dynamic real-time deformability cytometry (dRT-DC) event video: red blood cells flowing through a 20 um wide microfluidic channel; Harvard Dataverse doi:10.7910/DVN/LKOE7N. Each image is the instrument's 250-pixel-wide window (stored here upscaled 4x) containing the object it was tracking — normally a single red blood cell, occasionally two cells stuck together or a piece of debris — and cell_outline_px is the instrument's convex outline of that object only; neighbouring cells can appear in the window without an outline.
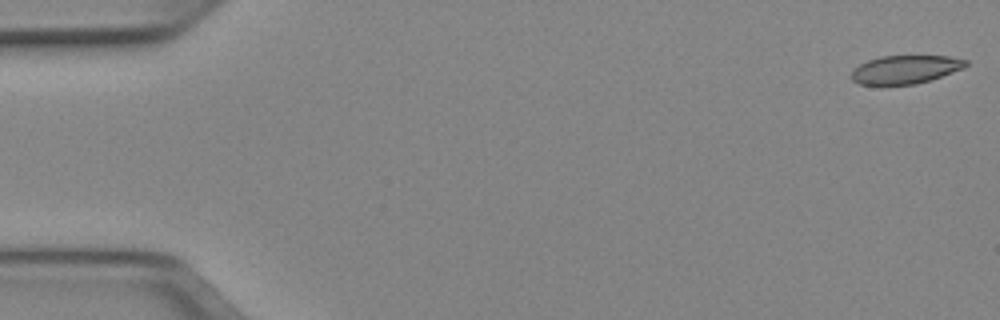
{"species": "Egyptian fruit bat (a non-hibernating species)", "species_latin": "Rousettus aegyptiacus", "temperature_condition": "cold", "stored_images_in_passage": 51, "camera_frame_rate_fps": 3000, "um_per_image_px": 0.085, "animal": {"sex": "female"}, "frame": {"image": 1, "passage_image": 1, "time_ms": 0.0, "image_size_px": [1000, 320], "cell_outline_px": [[968, 64], [964, 68], [916, 84], [880, 88], [860, 84], [852, 80], [852, 68], [868, 60], [880, 56], [948, 56], [968, 60]], "centroid_in_image_um": [76.87, 5.95], "position_along_channel_um": 8.1, "area_um2": 19.48}}
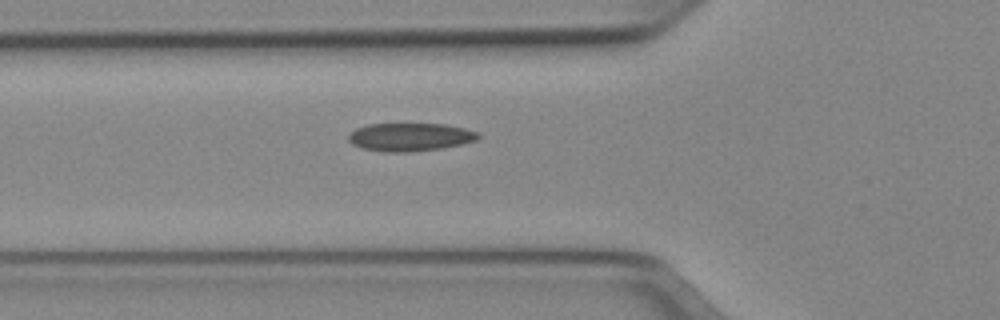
{"frame": {"image": 2, "passage_image": 18, "time_ms": 5.667, "image_size_px": [1000, 320], "cell_outline_px": [[480, 136], [476, 140], [460, 144], [440, 148], [408, 152], [384, 152], [364, 148], [352, 144], [348, 140], [348, 136], [356, 128], [368, 124], [444, 124], [464, 128], [480, 132]], "centroid_in_image_um": [34.86, 11.64], "position_along_channel_um": 90.9, "area_um2": 21.1}}
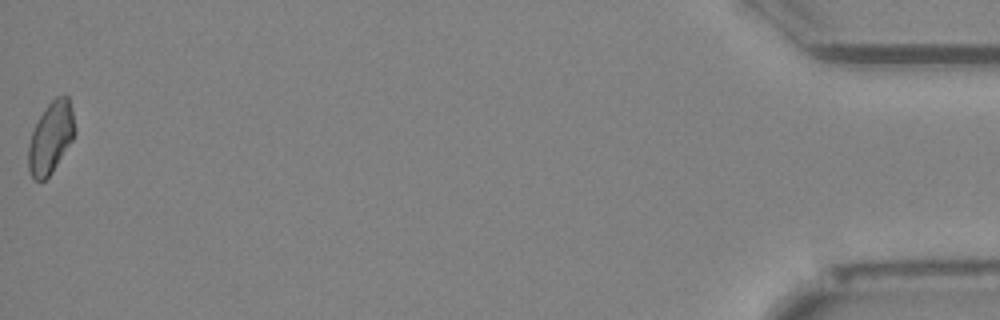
{"frame": {"image": 3, "passage_image": 51, "time_ms": 16.667, "image_size_px": [1000, 320], "cell_outline_px": [[76, 132], [72, 140], [52, 172], [44, 180], [36, 180], [32, 176], [28, 168], [28, 144], [32, 132], [40, 116], [48, 104], [56, 96], [68, 96], [76, 128]], "centroid_in_image_um": [4.32, 11.7], "position_along_channel_um": 430.9, "area_um2": 19.07}, "authors_computed_cell_mechanics": {"area_um2": 20.23, "velocity_mm_per_s": 3.9751, "shape_relaxation_time_tau1_ms": null, "shape_relaxation_time_tau2_ms": 5.7943, "deformation_change_tau1": null, "deformation_change_tau2": 0.1034}}